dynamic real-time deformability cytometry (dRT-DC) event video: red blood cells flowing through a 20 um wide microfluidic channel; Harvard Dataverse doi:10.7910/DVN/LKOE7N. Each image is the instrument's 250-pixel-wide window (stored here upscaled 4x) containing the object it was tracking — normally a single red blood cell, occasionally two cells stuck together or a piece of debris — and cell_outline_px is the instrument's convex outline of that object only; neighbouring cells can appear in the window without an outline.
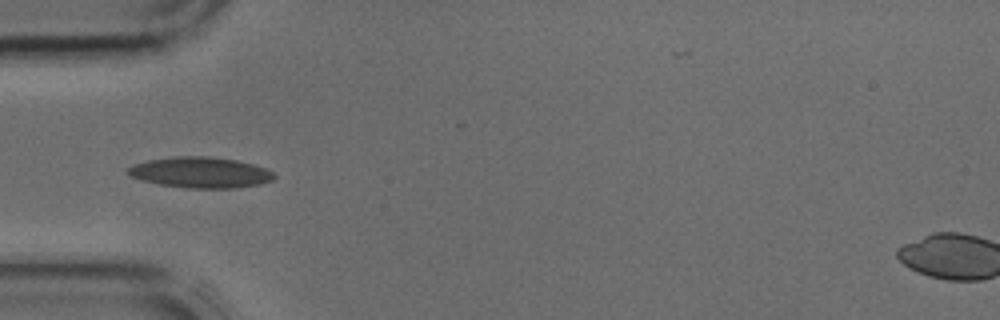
{"species": "common noctule bat (a hibernating species)", "species_latin": "Nyctalus noctula", "temperature_condition": "cold", "stored_images_in_passage": 41, "camera_frame_rate_fps": 3000, "um_per_image_px": 0.085, "animal": {"sex": "male", "body_mass_g": 17.9, "forearm_length_mm": 54.2}, "frame": {"image": 1, "passage_image": 12, "time_ms": 3.667, "image_size_px": [1000, 320], "cell_outline_px": [[276, 176], [272, 180], [260, 184], [236, 188], [188, 188], [160, 184], [144, 180], [132, 176], [128, 172], [128, 168], [136, 164], [148, 160], [176, 156], [208, 156], [236, 160], [252, 164], [264, 168], [272, 172]], "centroid_in_image_um": [17.08, 14.66], "position_along_channel_um": 67.9, "area_um2": 25.89}}
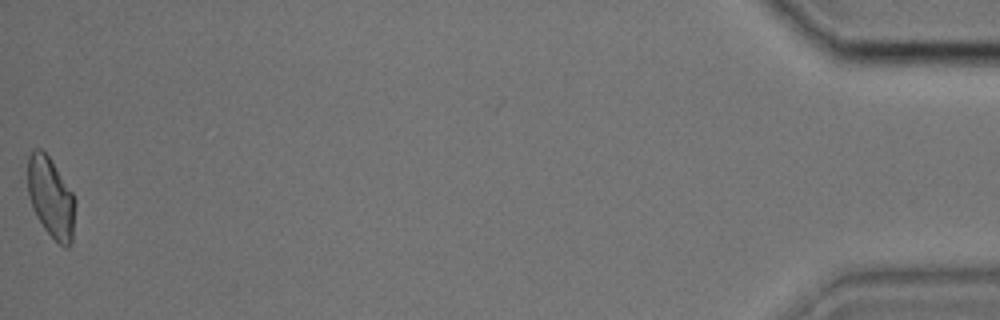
{"frame": {"image": 2, "passage_image": 41, "time_ms": 13.333, "image_size_px": [1000, 320], "cell_outline_px": [[76, 204], [72, 244], [68, 248], [64, 248], [44, 228], [36, 216], [32, 208], [28, 196], [28, 156], [32, 148], [40, 148], [48, 156], [72, 192], [76, 200]], "centroid_in_image_um": [4.33, 16.81], "position_along_channel_um": 430.9, "area_um2": 22.37}}